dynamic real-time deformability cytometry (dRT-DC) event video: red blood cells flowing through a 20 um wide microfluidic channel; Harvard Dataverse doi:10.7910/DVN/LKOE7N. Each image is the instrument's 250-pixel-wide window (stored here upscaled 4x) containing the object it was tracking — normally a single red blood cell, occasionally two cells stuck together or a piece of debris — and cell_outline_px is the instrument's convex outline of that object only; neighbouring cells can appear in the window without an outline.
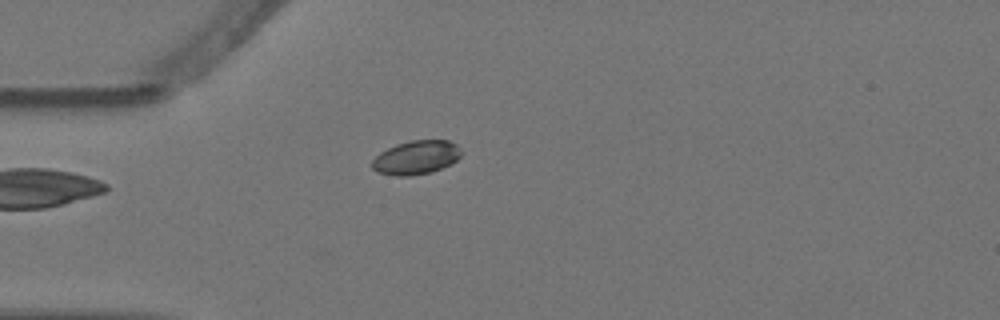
{"species": "Egyptian fruit bat (a non-hibernating species)", "species_latin": "Rousettus aegyptiacus", "temperature_condition": "warm", "stored_images_in_passage": 4, "camera_frame_rate_fps": 3000, "um_per_image_px": 0.085, "animal": {"sex": "female"}, "frame": {"image": 1, "passage_image": 4, "time_ms": 1.0, "image_size_px": [1000, 320], "cell_outline_px": [[464, 152], [456, 160], [432, 172], [408, 176], [396, 176], [376, 172], [372, 168], [372, 160], [380, 152], [396, 144], [412, 140], [448, 140], [456, 144]], "centroid_in_image_um": [35.36, 13.38], "position_along_channel_um": 49.6, "area_um2": 17.57}}